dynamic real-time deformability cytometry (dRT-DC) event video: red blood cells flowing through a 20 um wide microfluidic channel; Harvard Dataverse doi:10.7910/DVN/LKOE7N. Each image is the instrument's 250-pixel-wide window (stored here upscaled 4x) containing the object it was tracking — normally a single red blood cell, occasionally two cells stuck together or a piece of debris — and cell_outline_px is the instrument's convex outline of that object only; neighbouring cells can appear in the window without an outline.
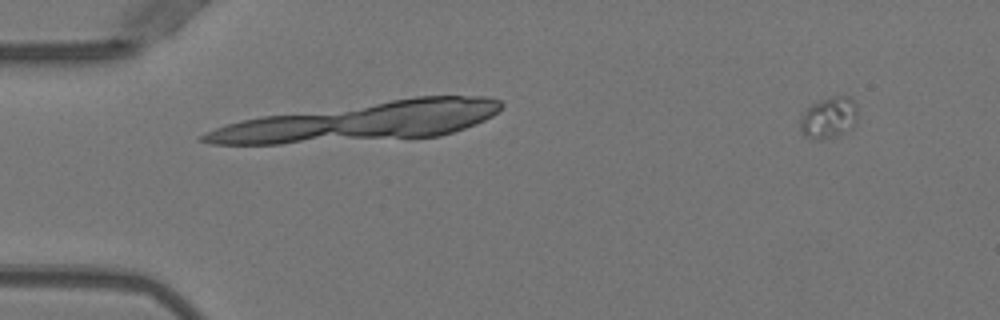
{"species": "Egyptian fruit bat (a non-hibernating species)", "species_latin": "Rousettus aegyptiacus", "temperature_condition": "warm", "stored_images_in_passage": 5, "camera_frame_rate_fps": 3000, "um_per_image_px": 0.085, "animal": {"sex": "female"}, "frame": {"image": 1, "passage_image": 5, "time_ms": 1.333, "image_size_px": [1000, 320], "cell_outline_px": [[856, 124], [852, 128], [836, 136], [820, 140], [808, 140], [800, 132], [800, 120], [804, 112], [812, 104], [820, 100], [832, 96], [852, 96], [856, 104]], "centroid_in_image_um": [70.44, 10.02], "position_along_channel_um": 14.6, "area_um2": 14.1}}